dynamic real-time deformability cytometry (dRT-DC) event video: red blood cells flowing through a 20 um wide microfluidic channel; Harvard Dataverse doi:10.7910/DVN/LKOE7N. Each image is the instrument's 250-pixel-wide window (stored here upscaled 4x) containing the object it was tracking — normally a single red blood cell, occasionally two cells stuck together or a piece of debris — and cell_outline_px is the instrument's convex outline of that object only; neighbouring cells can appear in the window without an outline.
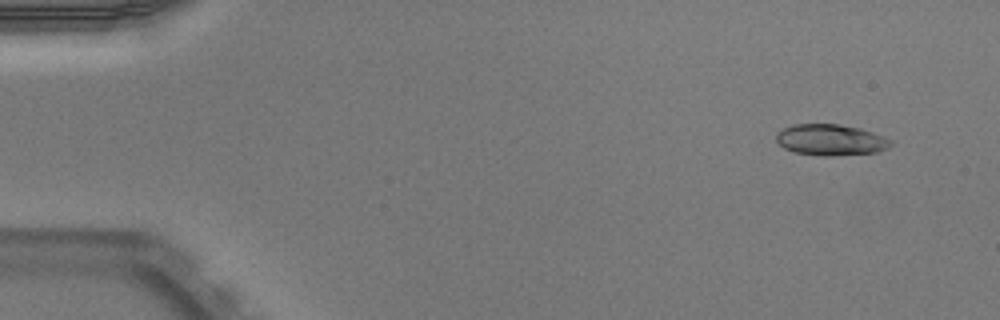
{"species": "Egyptian fruit bat (a non-hibernating species)", "species_latin": "Rousettus aegyptiacus", "temperature_condition": "warm", "stored_images_in_passage": 51, "camera_frame_rate_fps": 3000, "um_per_image_px": 0.085, "animal": {"sex": "male"}, "frame": {"image": 1, "passage_image": 4, "time_ms": 1.0, "image_size_px": [1000, 320], "cell_outline_px": [[896, 140], [888, 148], [880, 152], [832, 156], [820, 156], [796, 152], [784, 148], [776, 140], [776, 132], [792, 124], [840, 124], [860, 128]], "centroid_in_image_um": [70.66, 11.89], "position_along_channel_um": 14.3, "area_um2": 21.1}}
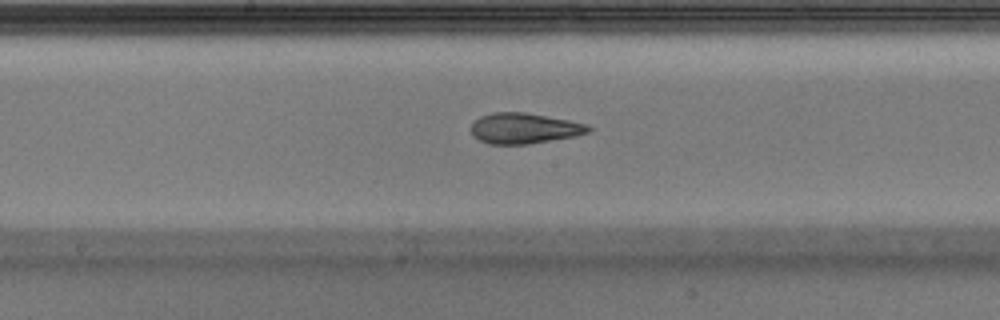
{"frame": {"image": 2, "passage_image": 27, "time_ms": 8.667, "image_size_px": [1000, 320], "cell_outline_px": [[592, 128], [588, 132], [576, 136], [528, 144], [492, 144], [480, 140], [472, 136], [472, 124], [480, 116], [492, 112], [524, 112], [568, 120], [588, 124]], "centroid_in_image_um": [44.56, 10.9], "position_along_channel_um": 203.6, "area_um2": 20.81}}
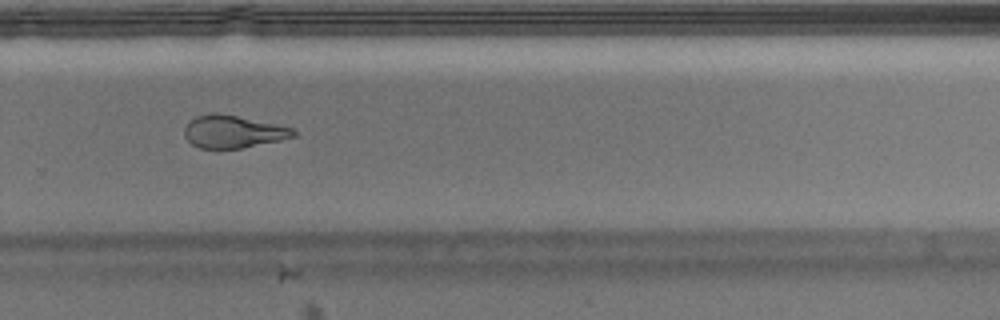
{"frame": {"image": 3, "passage_image": 35, "time_ms": 11.333, "image_size_px": [1000, 320], "cell_outline_px": [[296, 136], [280, 140], [240, 148], [200, 148], [192, 144], [184, 136], [184, 128], [196, 116], [236, 116], [292, 128], [296, 132]], "centroid_in_image_um": [19.82, 11.24], "position_along_channel_um": 310.0, "area_um2": 19.65}, "authors_computed_cell_mechanics": {"area_um2": 21.3282, "velocity_mm_per_s": 3.9998, "shape_relaxation_time_tau1_ms": 4.4589, "shape_relaxation_time_tau2_ms": 1.4659, "deformation_change_tau1": 0.1908, "deformation_change_tau2": 0.1005}}